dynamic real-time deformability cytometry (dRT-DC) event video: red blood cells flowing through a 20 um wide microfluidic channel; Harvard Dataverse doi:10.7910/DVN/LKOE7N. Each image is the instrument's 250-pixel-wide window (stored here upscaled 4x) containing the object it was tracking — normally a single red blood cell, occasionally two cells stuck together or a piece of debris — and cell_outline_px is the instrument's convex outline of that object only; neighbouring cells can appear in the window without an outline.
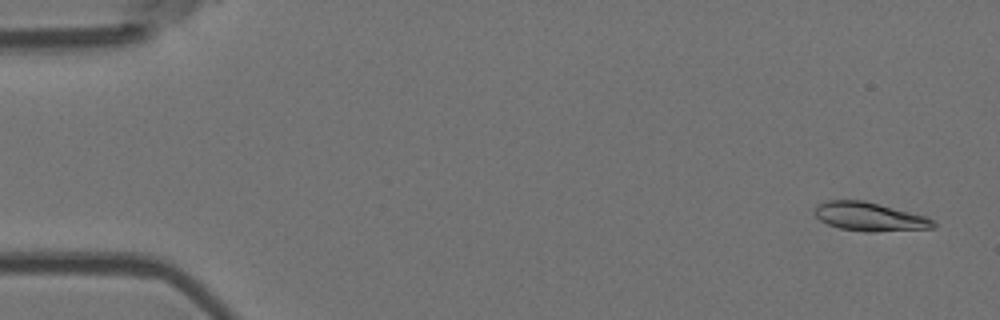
{"species": "Egyptian fruit bat (a non-hibernating species)", "species_latin": "Rousettus aegyptiacus", "temperature_condition": "room temperature", "stored_images_in_passage": 4, "camera_frame_rate_fps": 3000, "um_per_image_px": 0.085, "animal": {"sex": "female"}, "frame": {"image": 1, "passage_image": 1, "time_ms": 0.0, "image_size_px": [1000, 320], "cell_outline_px": [[936, 228], [872, 232], [864, 232], [840, 228], [828, 224], [820, 220], [816, 216], [816, 204], [828, 200], [864, 200], [928, 216], [936, 224]], "centroid_in_image_um": [73.95, 18.42], "position_along_channel_um": 11.0, "area_um2": 19.94}}
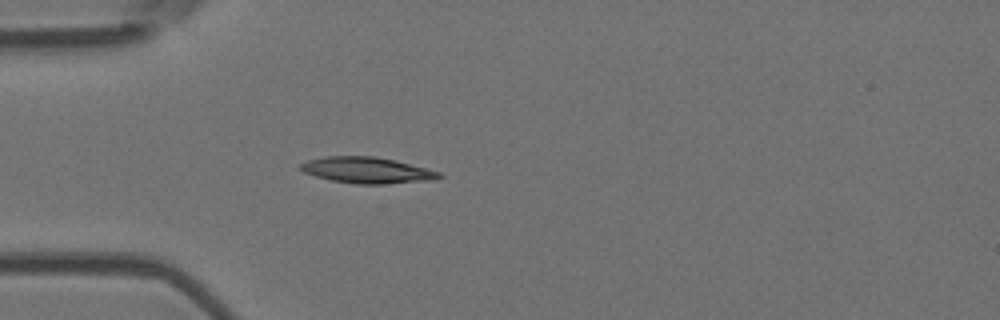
{"frame": {"image": 2, "passage_image": 4, "time_ms": 1.0, "image_size_px": [1000, 320], "cell_outline_px": [[444, 176], [436, 180], [384, 184], [356, 184], [332, 180], [316, 176], [304, 172], [300, 168], [300, 164], [308, 160], [324, 156], [376, 156], [396, 160], [440, 172]], "centroid_in_image_um": [31.24, 14.47], "position_along_channel_um": 53.8, "area_um2": 21.15}}